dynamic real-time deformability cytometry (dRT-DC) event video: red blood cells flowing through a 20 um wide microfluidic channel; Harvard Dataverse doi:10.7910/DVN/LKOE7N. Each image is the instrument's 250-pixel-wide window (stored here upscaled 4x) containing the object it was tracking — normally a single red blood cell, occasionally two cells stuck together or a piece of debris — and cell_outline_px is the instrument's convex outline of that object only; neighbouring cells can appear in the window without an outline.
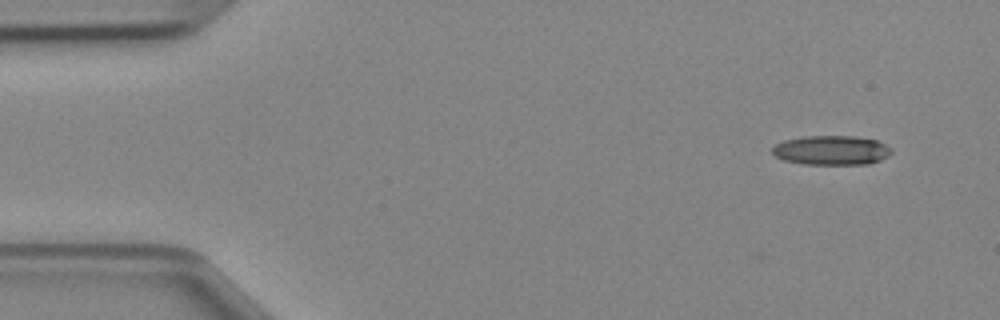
{"species": "Egyptian fruit bat (a non-hibernating species)", "species_latin": "Rousettus aegyptiacus", "temperature_condition": "cold", "stored_images_in_passage": 30, "camera_frame_rate_fps": 3000, "um_per_image_px": 0.085, "animal": {"sex": "female"}, "frame": {"image": 1, "passage_image": 1, "time_ms": 0.0, "image_size_px": [1000, 320], "cell_outline_px": [[892, 152], [888, 156], [880, 160], [868, 164], [804, 164], [784, 160], [776, 156], [772, 152], [772, 148], [776, 144], [784, 140], [804, 136], [856, 136], [876, 140], [884, 144]], "centroid_in_image_um": [70.66, 12.77], "position_along_channel_um": 14.3, "area_um2": 20.29}}
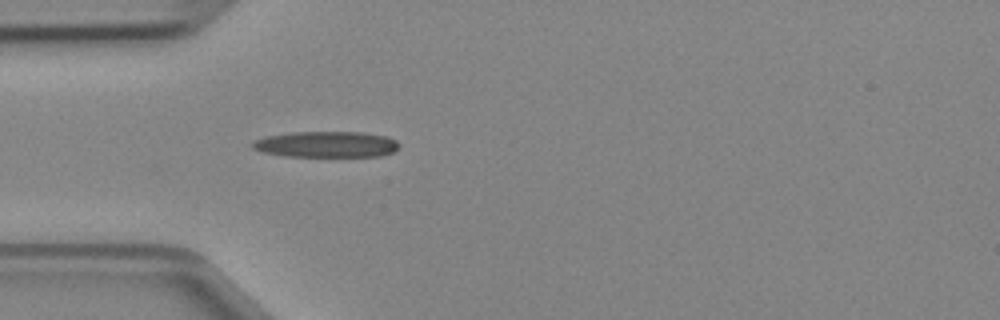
{"frame": {"image": 2, "passage_image": 11, "time_ms": 3.333, "image_size_px": [1000, 320], "cell_outline_px": [[400, 144], [392, 152], [380, 156], [288, 156], [264, 152], [252, 148], [252, 140], [268, 136], [292, 132], [364, 132], [388, 136], [396, 140]], "centroid_in_image_um": [27.76, 12.26], "position_along_channel_um": 57.2, "area_um2": 22.14}}
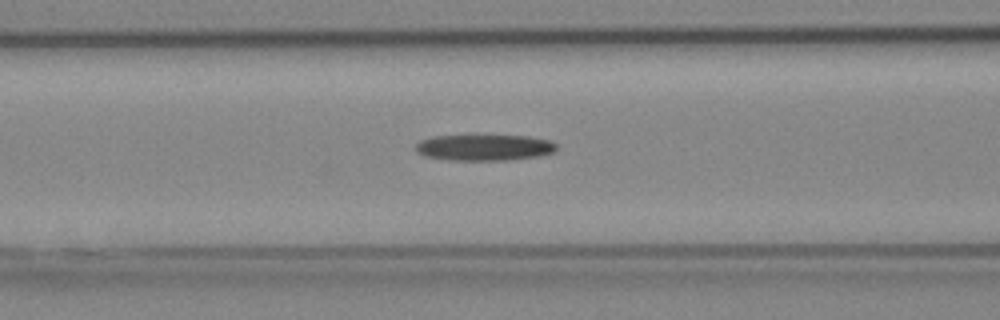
{"frame": {"image": 3, "passage_image": 16, "time_ms": 5.0, "image_size_px": [1000, 320], "cell_outline_px": [[556, 152], [540, 156], [508, 160], [448, 160], [424, 156], [416, 152], [416, 144], [420, 140], [432, 136], [528, 136], [552, 140], [556, 144]], "centroid_in_image_um": [41.19, 12.54], "position_along_channel_um": 125.4, "area_um2": 21.56}}